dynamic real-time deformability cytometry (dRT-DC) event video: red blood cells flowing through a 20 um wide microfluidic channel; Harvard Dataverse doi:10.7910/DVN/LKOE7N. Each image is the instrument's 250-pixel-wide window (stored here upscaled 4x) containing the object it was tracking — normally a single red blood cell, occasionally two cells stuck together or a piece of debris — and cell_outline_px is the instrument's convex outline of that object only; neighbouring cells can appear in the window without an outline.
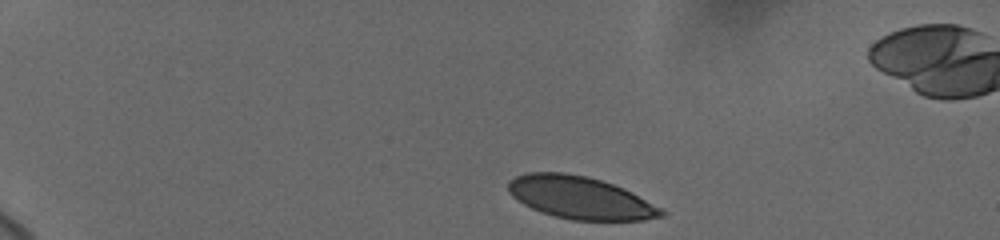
{"species": "human", "species_latin": "Homo sapiens", "temperature_condition": "cold", "stored_images_in_passage": 35, "camera_frame_rate_fps": 3000, "um_per_image_px": 0.085, "donor": {"sex": "female"}, "frame": {"image": 1, "passage_image": 1, "time_ms": 0.0, "image_size_px": [1000, 240], "cell_outline_px": [[664, 216], [644, 220], [572, 220], [540, 212], [516, 200], [508, 192], [508, 180], [516, 176], [528, 172], [564, 172], [588, 176], [624, 188], [632, 192], [660, 208], [664, 212]], "centroid_in_image_um": [49.28, 16.79], "position_along_channel_um": 35.7, "area_um2": 37.8}}
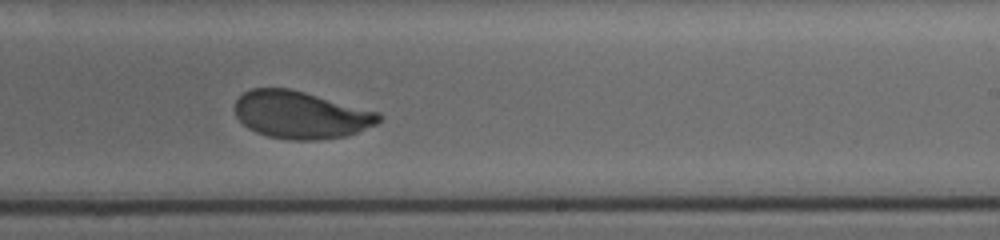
{"frame": {"image": 2, "passage_image": 21, "time_ms": 8.667, "image_size_px": [1000, 240], "cell_outline_px": [[384, 116], [376, 124], [356, 132], [344, 136], [316, 140], [288, 140], [268, 136], [256, 132], [248, 128], [236, 116], [236, 100], [244, 92], [252, 88], [288, 88], [304, 92], [380, 112]], "centroid_in_image_um": [25.57, 9.76], "position_along_channel_um": 263.4, "area_um2": 39.59}}
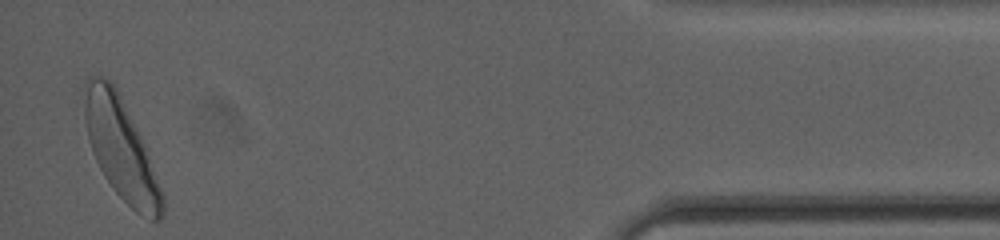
{"frame": {"image": 3, "passage_image": 35, "time_ms": 14.667, "image_size_px": [1000, 240], "cell_outline_px": [[164, 216], [160, 220], [152, 220], [136, 212], [112, 188], [104, 176], [92, 152], [88, 140], [84, 120], [84, 80], [88, 76], [100, 76], [108, 80], [116, 88], [144, 144], [164, 196]], "centroid_in_image_um": [10.25, 12.66], "position_along_channel_um": 424.9, "area_um2": 45.14}, "authors_computed_cell_mechanics": {"area_um2": 40.5756, "velocity_mm_per_s": 3.6655, "shape_relaxation_time_tau1_ms": 2.9467, "shape_relaxation_time_tau2_ms": 1.1029, "deformation_change_tau1": 0.1373, "deformation_change_tau2": 0.0511}}